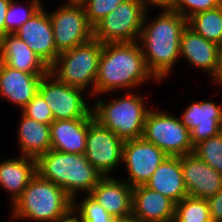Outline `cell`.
Returning <instances> with one entry per match:
<instances>
[{
    "label": "cell",
    "instance_id": "obj_13",
    "mask_svg": "<svg viewBox=\"0 0 222 222\" xmlns=\"http://www.w3.org/2000/svg\"><path fill=\"white\" fill-rule=\"evenodd\" d=\"M42 7L16 34L50 68L60 52L56 49L49 14Z\"/></svg>",
    "mask_w": 222,
    "mask_h": 222
},
{
    "label": "cell",
    "instance_id": "obj_28",
    "mask_svg": "<svg viewBox=\"0 0 222 222\" xmlns=\"http://www.w3.org/2000/svg\"><path fill=\"white\" fill-rule=\"evenodd\" d=\"M41 0H32L27 9H20L14 0H11L5 18V35L14 34L23 24L32 18L41 8Z\"/></svg>",
    "mask_w": 222,
    "mask_h": 222
},
{
    "label": "cell",
    "instance_id": "obj_17",
    "mask_svg": "<svg viewBox=\"0 0 222 222\" xmlns=\"http://www.w3.org/2000/svg\"><path fill=\"white\" fill-rule=\"evenodd\" d=\"M175 203L146 185L133 187L132 219L140 222H172Z\"/></svg>",
    "mask_w": 222,
    "mask_h": 222
},
{
    "label": "cell",
    "instance_id": "obj_5",
    "mask_svg": "<svg viewBox=\"0 0 222 222\" xmlns=\"http://www.w3.org/2000/svg\"><path fill=\"white\" fill-rule=\"evenodd\" d=\"M92 109L94 119L120 139L126 141L142 138L149 109L145 108L141 95L132 92L109 103L97 101Z\"/></svg>",
    "mask_w": 222,
    "mask_h": 222
},
{
    "label": "cell",
    "instance_id": "obj_24",
    "mask_svg": "<svg viewBox=\"0 0 222 222\" xmlns=\"http://www.w3.org/2000/svg\"><path fill=\"white\" fill-rule=\"evenodd\" d=\"M21 114L18 144L23 156L37 158L47 153L51 149L50 125Z\"/></svg>",
    "mask_w": 222,
    "mask_h": 222
},
{
    "label": "cell",
    "instance_id": "obj_36",
    "mask_svg": "<svg viewBox=\"0 0 222 222\" xmlns=\"http://www.w3.org/2000/svg\"><path fill=\"white\" fill-rule=\"evenodd\" d=\"M73 214H76V211L74 209H71L68 213L59 218L56 222H80V215L74 216Z\"/></svg>",
    "mask_w": 222,
    "mask_h": 222
},
{
    "label": "cell",
    "instance_id": "obj_1",
    "mask_svg": "<svg viewBox=\"0 0 222 222\" xmlns=\"http://www.w3.org/2000/svg\"><path fill=\"white\" fill-rule=\"evenodd\" d=\"M146 18L139 36L144 47L141 50L148 70L160 81L180 57V37L187 20L173 10H164L148 25Z\"/></svg>",
    "mask_w": 222,
    "mask_h": 222
},
{
    "label": "cell",
    "instance_id": "obj_12",
    "mask_svg": "<svg viewBox=\"0 0 222 222\" xmlns=\"http://www.w3.org/2000/svg\"><path fill=\"white\" fill-rule=\"evenodd\" d=\"M167 156L160 148L143 138L126 140L122 161L129 172L127 183L132 188L145 185Z\"/></svg>",
    "mask_w": 222,
    "mask_h": 222
},
{
    "label": "cell",
    "instance_id": "obj_34",
    "mask_svg": "<svg viewBox=\"0 0 222 222\" xmlns=\"http://www.w3.org/2000/svg\"><path fill=\"white\" fill-rule=\"evenodd\" d=\"M145 10H147V6L150 4L152 6H158L163 8V10H172L174 0H138Z\"/></svg>",
    "mask_w": 222,
    "mask_h": 222
},
{
    "label": "cell",
    "instance_id": "obj_14",
    "mask_svg": "<svg viewBox=\"0 0 222 222\" xmlns=\"http://www.w3.org/2000/svg\"><path fill=\"white\" fill-rule=\"evenodd\" d=\"M180 162L188 196L208 200L222 189V174L195 153L180 156Z\"/></svg>",
    "mask_w": 222,
    "mask_h": 222
},
{
    "label": "cell",
    "instance_id": "obj_26",
    "mask_svg": "<svg viewBox=\"0 0 222 222\" xmlns=\"http://www.w3.org/2000/svg\"><path fill=\"white\" fill-rule=\"evenodd\" d=\"M172 222H212L208 200L187 195L175 204Z\"/></svg>",
    "mask_w": 222,
    "mask_h": 222
},
{
    "label": "cell",
    "instance_id": "obj_15",
    "mask_svg": "<svg viewBox=\"0 0 222 222\" xmlns=\"http://www.w3.org/2000/svg\"><path fill=\"white\" fill-rule=\"evenodd\" d=\"M182 115L180 121L190 131L193 147L222 132V106L212 101L194 102Z\"/></svg>",
    "mask_w": 222,
    "mask_h": 222
},
{
    "label": "cell",
    "instance_id": "obj_2",
    "mask_svg": "<svg viewBox=\"0 0 222 222\" xmlns=\"http://www.w3.org/2000/svg\"><path fill=\"white\" fill-rule=\"evenodd\" d=\"M153 74L148 70L141 47L136 42L105 43L99 60L95 94L134 88Z\"/></svg>",
    "mask_w": 222,
    "mask_h": 222
},
{
    "label": "cell",
    "instance_id": "obj_37",
    "mask_svg": "<svg viewBox=\"0 0 222 222\" xmlns=\"http://www.w3.org/2000/svg\"><path fill=\"white\" fill-rule=\"evenodd\" d=\"M219 83V85H222V52L220 55V60H219V68L217 71V74L213 78V82Z\"/></svg>",
    "mask_w": 222,
    "mask_h": 222
},
{
    "label": "cell",
    "instance_id": "obj_3",
    "mask_svg": "<svg viewBox=\"0 0 222 222\" xmlns=\"http://www.w3.org/2000/svg\"><path fill=\"white\" fill-rule=\"evenodd\" d=\"M37 174L62 188L75 202L79 191L90 193L103 177L85 154L64 153L50 149L36 158Z\"/></svg>",
    "mask_w": 222,
    "mask_h": 222
},
{
    "label": "cell",
    "instance_id": "obj_18",
    "mask_svg": "<svg viewBox=\"0 0 222 222\" xmlns=\"http://www.w3.org/2000/svg\"><path fill=\"white\" fill-rule=\"evenodd\" d=\"M45 75L25 73L0 62V95L22 110L38 93Z\"/></svg>",
    "mask_w": 222,
    "mask_h": 222
},
{
    "label": "cell",
    "instance_id": "obj_11",
    "mask_svg": "<svg viewBox=\"0 0 222 222\" xmlns=\"http://www.w3.org/2000/svg\"><path fill=\"white\" fill-rule=\"evenodd\" d=\"M124 142L92 117L88 122L85 157L99 173L109 176L122 161Z\"/></svg>",
    "mask_w": 222,
    "mask_h": 222
},
{
    "label": "cell",
    "instance_id": "obj_25",
    "mask_svg": "<svg viewBox=\"0 0 222 222\" xmlns=\"http://www.w3.org/2000/svg\"><path fill=\"white\" fill-rule=\"evenodd\" d=\"M187 26L196 34L222 48V5L191 16L187 20Z\"/></svg>",
    "mask_w": 222,
    "mask_h": 222
},
{
    "label": "cell",
    "instance_id": "obj_38",
    "mask_svg": "<svg viewBox=\"0 0 222 222\" xmlns=\"http://www.w3.org/2000/svg\"><path fill=\"white\" fill-rule=\"evenodd\" d=\"M118 222H140V221H137V220H134V219H127V220H120Z\"/></svg>",
    "mask_w": 222,
    "mask_h": 222
},
{
    "label": "cell",
    "instance_id": "obj_21",
    "mask_svg": "<svg viewBox=\"0 0 222 222\" xmlns=\"http://www.w3.org/2000/svg\"><path fill=\"white\" fill-rule=\"evenodd\" d=\"M90 119L54 120L50 124L51 149L64 153L85 154Z\"/></svg>",
    "mask_w": 222,
    "mask_h": 222
},
{
    "label": "cell",
    "instance_id": "obj_4",
    "mask_svg": "<svg viewBox=\"0 0 222 222\" xmlns=\"http://www.w3.org/2000/svg\"><path fill=\"white\" fill-rule=\"evenodd\" d=\"M12 205L13 219L56 222L73 209V199L62 188L36 174Z\"/></svg>",
    "mask_w": 222,
    "mask_h": 222
},
{
    "label": "cell",
    "instance_id": "obj_39",
    "mask_svg": "<svg viewBox=\"0 0 222 222\" xmlns=\"http://www.w3.org/2000/svg\"><path fill=\"white\" fill-rule=\"evenodd\" d=\"M83 0H68V2L72 3H81Z\"/></svg>",
    "mask_w": 222,
    "mask_h": 222
},
{
    "label": "cell",
    "instance_id": "obj_31",
    "mask_svg": "<svg viewBox=\"0 0 222 222\" xmlns=\"http://www.w3.org/2000/svg\"><path fill=\"white\" fill-rule=\"evenodd\" d=\"M221 5L222 0H174L172 10L188 20L197 13L213 10Z\"/></svg>",
    "mask_w": 222,
    "mask_h": 222
},
{
    "label": "cell",
    "instance_id": "obj_30",
    "mask_svg": "<svg viewBox=\"0 0 222 222\" xmlns=\"http://www.w3.org/2000/svg\"><path fill=\"white\" fill-rule=\"evenodd\" d=\"M126 0H83L81 2L90 25L94 28L102 19Z\"/></svg>",
    "mask_w": 222,
    "mask_h": 222
},
{
    "label": "cell",
    "instance_id": "obj_35",
    "mask_svg": "<svg viewBox=\"0 0 222 222\" xmlns=\"http://www.w3.org/2000/svg\"><path fill=\"white\" fill-rule=\"evenodd\" d=\"M11 0H0V36L5 35V18Z\"/></svg>",
    "mask_w": 222,
    "mask_h": 222
},
{
    "label": "cell",
    "instance_id": "obj_27",
    "mask_svg": "<svg viewBox=\"0 0 222 222\" xmlns=\"http://www.w3.org/2000/svg\"><path fill=\"white\" fill-rule=\"evenodd\" d=\"M193 153L222 174V132L196 144Z\"/></svg>",
    "mask_w": 222,
    "mask_h": 222
},
{
    "label": "cell",
    "instance_id": "obj_29",
    "mask_svg": "<svg viewBox=\"0 0 222 222\" xmlns=\"http://www.w3.org/2000/svg\"><path fill=\"white\" fill-rule=\"evenodd\" d=\"M73 202V209L78 212L84 222H118L114 216L110 215L106 209L97 203L89 195L82 198V203L75 206ZM79 206V207H78Z\"/></svg>",
    "mask_w": 222,
    "mask_h": 222
},
{
    "label": "cell",
    "instance_id": "obj_19",
    "mask_svg": "<svg viewBox=\"0 0 222 222\" xmlns=\"http://www.w3.org/2000/svg\"><path fill=\"white\" fill-rule=\"evenodd\" d=\"M222 48L196 34L186 26L180 37V56L185 57L191 64L208 72L215 77L219 68Z\"/></svg>",
    "mask_w": 222,
    "mask_h": 222
},
{
    "label": "cell",
    "instance_id": "obj_20",
    "mask_svg": "<svg viewBox=\"0 0 222 222\" xmlns=\"http://www.w3.org/2000/svg\"><path fill=\"white\" fill-rule=\"evenodd\" d=\"M0 62L25 73L49 72V67L16 34L0 36Z\"/></svg>",
    "mask_w": 222,
    "mask_h": 222
},
{
    "label": "cell",
    "instance_id": "obj_16",
    "mask_svg": "<svg viewBox=\"0 0 222 222\" xmlns=\"http://www.w3.org/2000/svg\"><path fill=\"white\" fill-rule=\"evenodd\" d=\"M87 195L103 206L117 220L131 219L133 188L127 182L103 176Z\"/></svg>",
    "mask_w": 222,
    "mask_h": 222
},
{
    "label": "cell",
    "instance_id": "obj_6",
    "mask_svg": "<svg viewBox=\"0 0 222 222\" xmlns=\"http://www.w3.org/2000/svg\"><path fill=\"white\" fill-rule=\"evenodd\" d=\"M102 49L103 44L93 38L73 49L63 51L49 68V72L60 82L83 91L92 84V91L95 94V81Z\"/></svg>",
    "mask_w": 222,
    "mask_h": 222
},
{
    "label": "cell",
    "instance_id": "obj_33",
    "mask_svg": "<svg viewBox=\"0 0 222 222\" xmlns=\"http://www.w3.org/2000/svg\"><path fill=\"white\" fill-rule=\"evenodd\" d=\"M212 222H222V189L208 199Z\"/></svg>",
    "mask_w": 222,
    "mask_h": 222
},
{
    "label": "cell",
    "instance_id": "obj_23",
    "mask_svg": "<svg viewBox=\"0 0 222 222\" xmlns=\"http://www.w3.org/2000/svg\"><path fill=\"white\" fill-rule=\"evenodd\" d=\"M36 174V158L22 155L0 162V186L10 192L13 204Z\"/></svg>",
    "mask_w": 222,
    "mask_h": 222
},
{
    "label": "cell",
    "instance_id": "obj_9",
    "mask_svg": "<svg viewBox=\"0 0 222 222\" xmlns=\"http://www.w3.org/2000/svg\"><path fill=\"white\" fill-rule=\"evenodd\" d=\"M58 9L49 13V17L55 46L60 53L94 38V28L88 22L81 3L67 2Z\"/></svg>",
    "mask_w": 222,
    "mask_h": 222
},
{
    "label": "cell",
    "instance_id": "obj_32",
    "mask_svg": "<svg viewBox=\"0 0 222 222\" xmlns=\"http://www.w3.org/2000/svg\"><path fill=\"white\" fill-rule=\"evenodd\" d=\"M22 109L25 116L38 122L50 125L54 121L50 107L39 93Z\"/></svg>",
    "mask_w": 222,
    "mask_h": 222
},
{
    "label": "cell",
    "instance_id": "obj_10",
    "mask_svg": "<svg viewBox=\"0 0 222 222\" xmlns=\"http://www.w3.org/2000/svg\"><path fill=\"white\" fill-rule=\"evenodd\" d=\"M38 93L50 107L54 120L92 118V108L85 103L83 90L60 82L48 72L43 76Z\"/></svg>",
    "mask_w": 222,
    "mask_h": 222
},
{
    "label": "cell",
    "instance_id": "obj_7",
    "mask_svg": "<svg viewBox=\"0 0 222 222\" xmlns=\"http://www.w3.org/2000/svg\"><path fill=\"white\" fill-rule=\"evenodd\" d=\"M142 138L153 143L168 156H184L193 152L190 131L180 118L166 112L149 110Z\"/></svg>",
    "mask_w": 222,
    "mask_h": 222
},
{
    "label": "cell",
    "instance_id": "obj_22",
    "mask_svg": "<svg viewBox=\"0 0 222 222\" xmlns=\"http://www.w3.org/2000/svg\"><path fill=\"white\" fill-rule=\"evenodd\" d=\"M145 185L168 197L175 204L180 202L188 195L184 184L180 156H167Z\"/></svg>",
    "mask_w": 222,
    "mask_h": 222
},
{
    "label": "cell",
    "instance_id": "obj_8",
    "mask_svg": "<svg viewBox=\"0 0 222 222\" xmlns=\"http://www.w3.org/2000/svg\"><path fill=\"white\" fill-rule=\"evenodd\" d=\"M147 12L138 0H126L94 27V39L105 43L136 42Z\"/></svg>",
    "mask_w": 222,
    "mask_h": 222
}]
</instances>
